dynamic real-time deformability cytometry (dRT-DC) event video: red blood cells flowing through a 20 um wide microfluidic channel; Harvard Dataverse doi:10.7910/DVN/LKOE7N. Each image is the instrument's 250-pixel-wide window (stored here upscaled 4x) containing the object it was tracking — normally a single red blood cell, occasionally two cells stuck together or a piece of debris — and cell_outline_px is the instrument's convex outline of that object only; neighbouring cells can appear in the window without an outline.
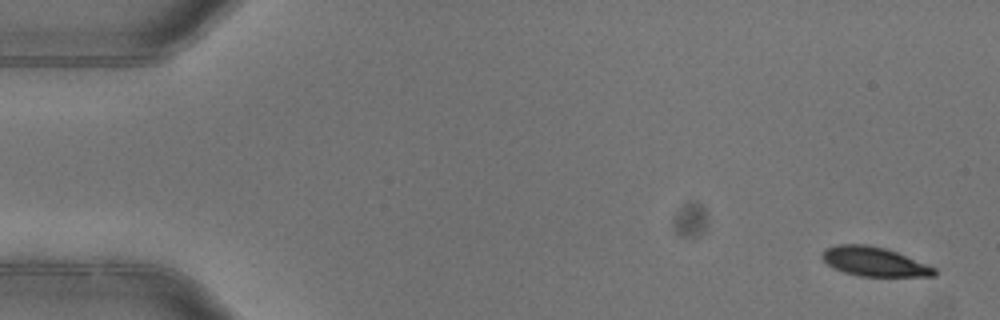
{"species": "common noctule bat (a hibernating species)", "species_latin": "Nyctalus noctula", "temperature_condition": "warm", "stored_images_in_passage": 5, "camera_frame_rate_fps": 3000, "um_per_image_px": 0.085, "animal": {"sex": "female"}, "frame": {"image": 1, "passage_image": 1, "time_ms": 0.0, "image_size_px": [1000, 320], "cell_outline_px": [[936, 276], [860, 276], [844, 272], [828, 264], [820, 256], [828, 248], [840, 244], [864, 244], [884, 248], [896, 252], [936, 268]], "centroid_in_image_um": [74.32, 22.24], "position_along_channel_um": 10.7, "area_um2": 18.67}}
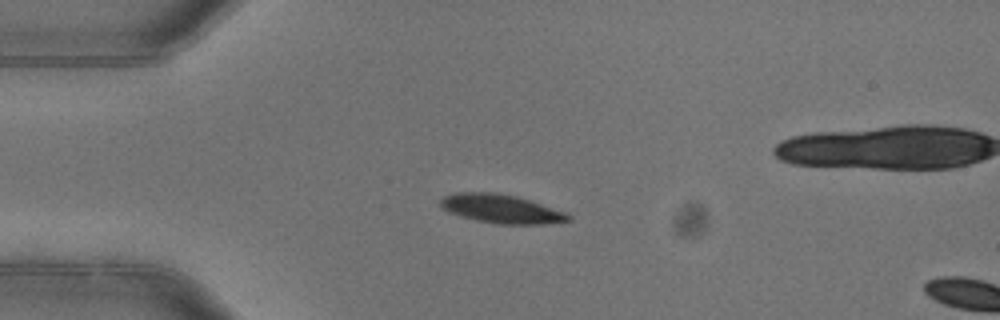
{"frame": {"image": 2, "passage_image": 4, "time_ms": 1.0, "image_size_px": [1000, 320], "cell_outline_px": [[572, 220], [544, 224], [496, 224], [476, 220], [460, 216], [448, 212], [440, 204], [440, 200], [444, 196], [456, 192], [496, 192], [516, 196], [532, 200], [568, 212], [572, 216]], "centroid_in_image_um": [42.66, 17.74], "position_along_channel_um": 42.3, "area_um2": 21.73}}